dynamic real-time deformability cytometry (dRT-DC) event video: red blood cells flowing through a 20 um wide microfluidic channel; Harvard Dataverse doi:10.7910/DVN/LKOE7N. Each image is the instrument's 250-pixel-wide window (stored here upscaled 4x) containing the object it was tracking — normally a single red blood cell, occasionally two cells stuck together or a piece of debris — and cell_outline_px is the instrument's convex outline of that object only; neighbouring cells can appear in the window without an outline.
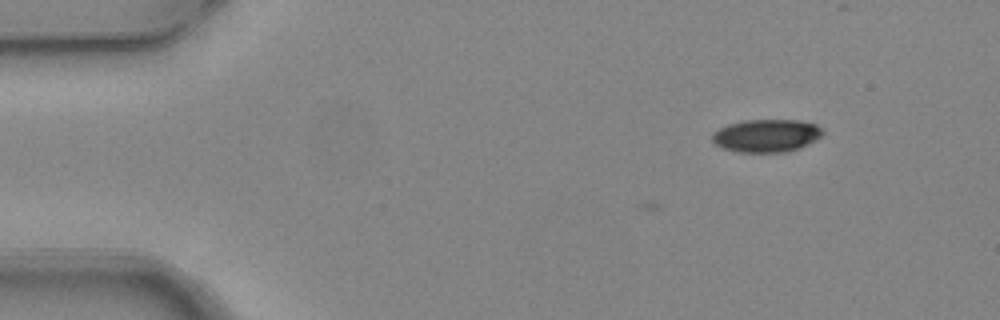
{"species": "common noctule bat (a hibernating species)", "species_latin": "Nyctalus noctula", "temperature_condition": "warm", "stored_images_in_passage": 3, "camera_frame_rate_fps": 3000, "um_per_image_px": 0.085, "animal": {"sex": "female", "body_mass_g": 24.6, "forearm_length_mm": 56.2}, "frame": {"image": 1, "passage_image": 3, "time_ms": 0.667, "image_size_px": [1000, 320], "cell_outline_px": [[824, 132], [816, 140], [800, 148], [788, 152], [736, 152], [724, 148], [716, 144], [712, 140], [712, 132], [728, 124], [744, 120], [800, 120], [816, 124]], "centroid_in_image_um": [65.15, 11.53], "position_along_channel_um": 19.9, "area_um2": 21.21}}